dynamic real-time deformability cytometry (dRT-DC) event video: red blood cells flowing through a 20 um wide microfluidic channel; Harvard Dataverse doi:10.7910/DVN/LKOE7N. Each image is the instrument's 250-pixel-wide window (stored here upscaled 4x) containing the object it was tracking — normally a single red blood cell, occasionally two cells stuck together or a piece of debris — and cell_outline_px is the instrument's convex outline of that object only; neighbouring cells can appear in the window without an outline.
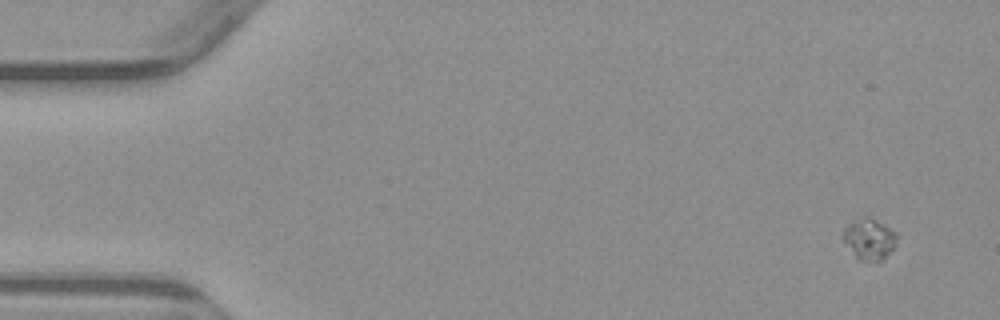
{"species": "common noctule bat (a hibernating species)", "species_latin": "Nyctalus noctula", "temperature_condition": "warm", "stored_images_in_passage": 7, "camera_frame_rate_fps": 3000, "um_per_image_px": 0.085, "animal": {"sex": "male", "body_mass_g": 23.1, "forearm_length_mm": 52.7}, "frame": {"image": 1, "passage_image": 1, "time_ms": 0.0, "image_size_px": [1000, 320], "cell_outline_px": [[896, 244], [880, 260], [860, 260], [856, 256], [844, 240], [844, 228], [852, 220], [864, 216], [868, 216], [884, 224], [896, 232]], "centroid_in_image_um": [73.89, 20.26], "position_along_channel_um": 11.1, "area_um2": 12.37}}
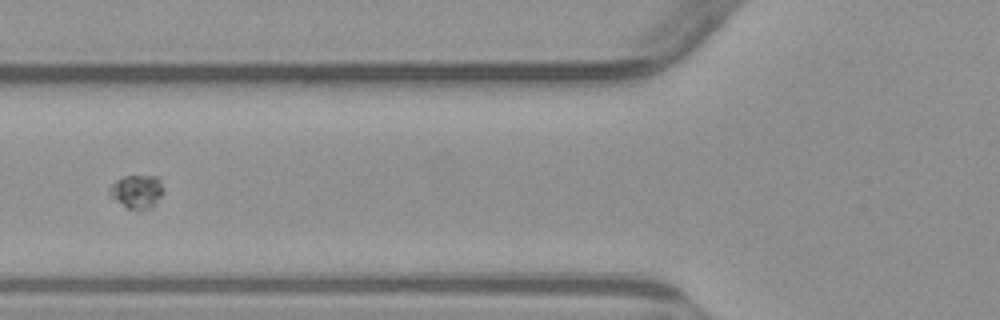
{"frame": {"image": 2, "passage_image": 6, "time_ms": 6.0, "image_size_px": [1000, 320], "cell_outline_px": [[164, 192], [152, 208], [140, 212], [136, 212], [128, 208], [112, 196], [108, 192], [108, 188], [116, 180], [124, 176], [160, 176]], "centroid_in_image_um": [11.68, 16.3], "position_along_channel_um": 114.1, "area_um2": 10.75}}
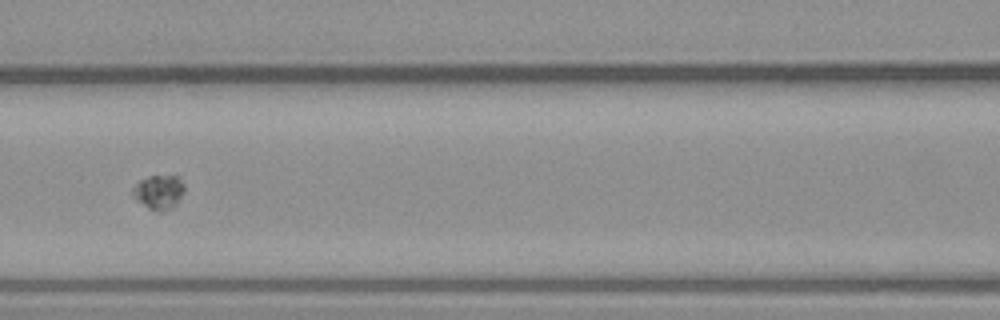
{"frame": {"image": 3, "passage_image": 7, "time_ms": 7.0, "image_size_px": [1000, 320], "cell_outline_px": [[184, 192], [176, 204], [172, 208], [164, 212], [160, 212], [148, 208], [136, 200], [132, 196], [132, 188], [140, 180], [148, 176], [180, 176], [184, 184]], "centroid_in_image_um": [13.51, 16.33], "position_along_channel_um": 153.1, "area_um2": 10.46}}